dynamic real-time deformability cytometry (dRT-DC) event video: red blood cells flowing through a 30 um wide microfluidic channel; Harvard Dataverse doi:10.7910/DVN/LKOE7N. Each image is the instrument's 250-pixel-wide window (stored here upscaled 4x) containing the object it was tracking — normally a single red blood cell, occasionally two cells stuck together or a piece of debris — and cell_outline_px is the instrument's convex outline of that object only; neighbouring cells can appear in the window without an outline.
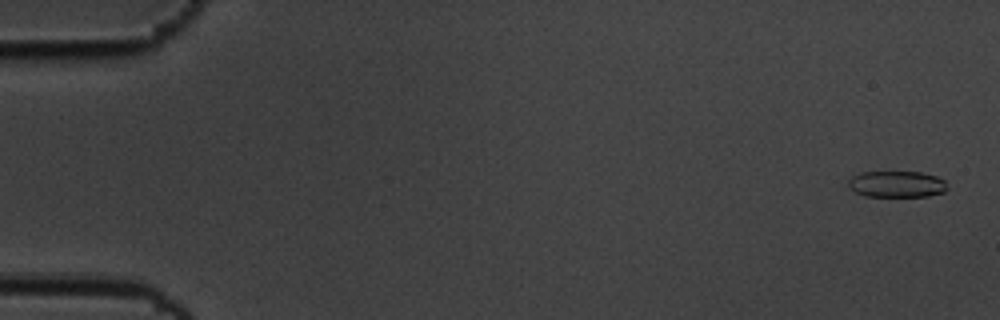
{"species": "common noctule bat (a hibernating species)", "species_latin": "Nyctalus noctula", "temperature_condition": "cold", "stored_images_in_passage": 58, "camera_frame_rate_fps": 3000, "um_per_image_px": 0.085, "animal": {"sex": "male", "body_mass_g": 19.5, "forearm_length_mm": 54.6}, "frame": {"image": 1, "passage_image": 2, "time_ms": 0.333, "image_size_px": [1000, 320], "cell_outline_px": [[948, 188], [944, 192], [928, 196], [864, 196], [848, 188], [848, 180], [852, 176], [860, 172], [920, 172], [936, 176], [944, 180]], "centroid_in_image_um": [76.2, 15.65], "position_along_channel_um": 8.8, "area_um2": 15.26}}
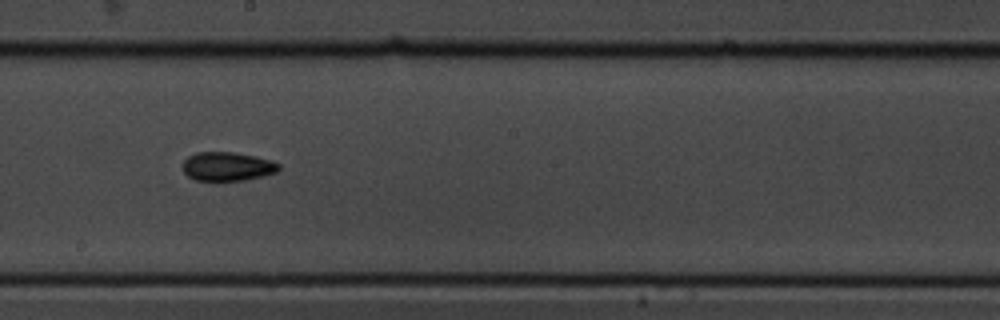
{"frame": {"image": 2, "passage_image": 33, "time_ms": 10.667, "image_size_px": [1000, 320], "cell_outline_px": [[280, 168], [276, 172], [264, 176], [244, 180], [196, 180], [188, 176], [184, 172], [184, 160], [188, 156], [196, 152], [236, 152], [256, 156], [272, 160], [280, 164]], "centroid_in_image_um": [19.36, 14.13], "position_along_channel_um": 228.8, "area_um2": 16.18}}
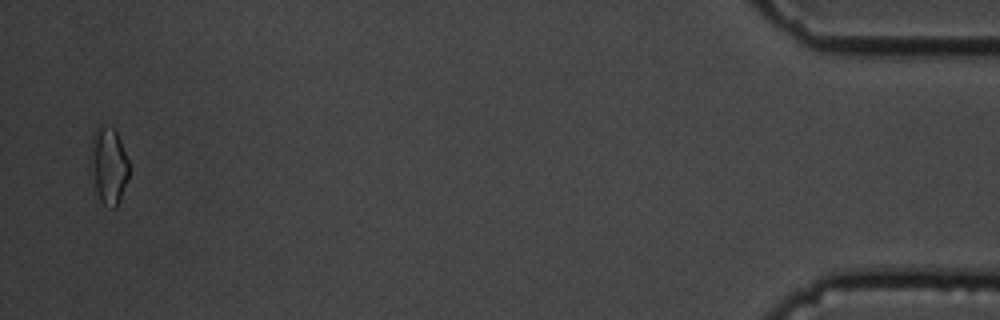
{"frame": {"image": 3, "passage_image": 57, "time_ms": 18.667, "image_size_px": [1000, 320], "cell_outline_px": [[128, 176], [120, 200], [116, 208], [112, 208], [104, 204], [100, 200], [88, 168], [88, 164], [92, 136], [96, 128], [100, 124], [104, 124], [112, 128], [116, 132], [120, 140], [128, 160]], "centroid_in_image_um": [9.18, 14.05], "position_along_channel_um": 426.0, "area_um2": 17.46}}